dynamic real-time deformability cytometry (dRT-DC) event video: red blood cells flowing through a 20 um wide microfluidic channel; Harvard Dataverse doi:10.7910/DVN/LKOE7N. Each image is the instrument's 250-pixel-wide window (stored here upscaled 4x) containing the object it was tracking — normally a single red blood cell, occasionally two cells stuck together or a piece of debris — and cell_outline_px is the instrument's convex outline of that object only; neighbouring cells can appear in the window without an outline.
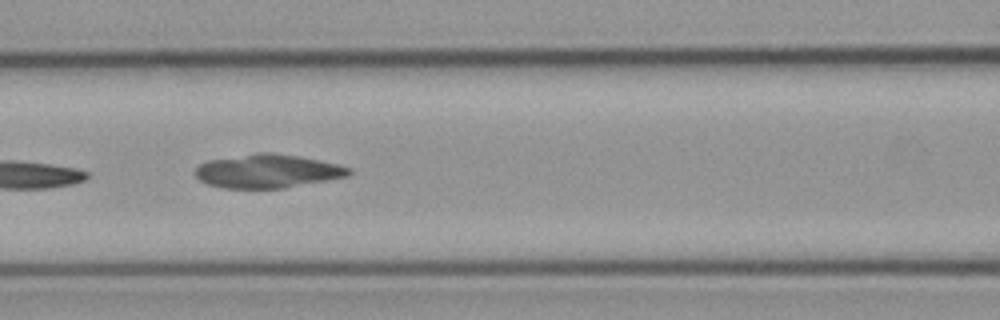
{"species": "common noctule bat (a hibernating species)", "species_latin": "Nyctalus noctula", "temperature_condition": "cold", "stored_images_in_passage": 9, "camera_frame_rate_fps": 3000, "um_per_image_px": 0.085, "animal": {"sex": "male", "body_mass_g": 23.1, "forearm_length_mm": 52.7}, "frame": {"image": 1, "passage_image": 6, "time_ms": 6.0, "image_size_px": [1000, 320], "cell_outline_px": [[352, 172], [348, 176], [328, 180], [284, 188], [220, 188], [208, 184], [200, 180], [192, 172], [200, 164], [208, 160], [260, 152], [272, 152], [300, 156], [320, 160], [352, 168]], "centroid_in_image_um": [22.73, 14.54], "position_along_channel_um": 143.9, "area_um2": 30.23}}
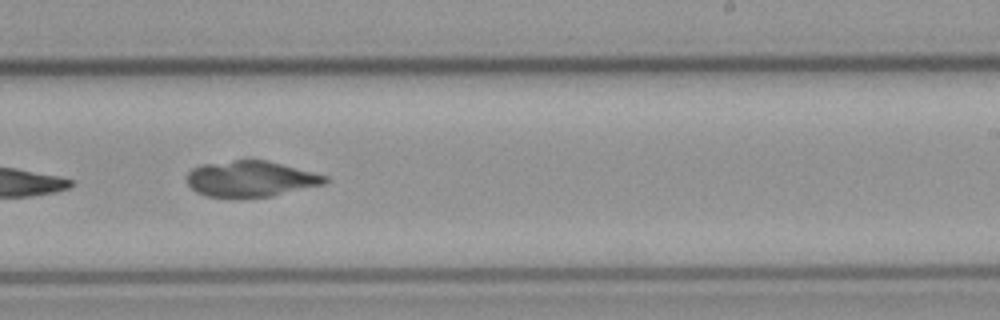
{"frame": {"image": 2, "passage_image": 9, "time_ms": 9.333, "image_size_px": [1000, 320], "cell_outline_px": [[328, 180], [324, 184], [272, 196], [208, 196], [196, 192], [188, 184], [188, 172], [192, 168], [200, 164], [236, 160], [264, 160], [328, 176]], "centroid_in_image_um": [21.3, 15.19], "position_along_channel_um": 267.7, "area_um2": 28.26}}